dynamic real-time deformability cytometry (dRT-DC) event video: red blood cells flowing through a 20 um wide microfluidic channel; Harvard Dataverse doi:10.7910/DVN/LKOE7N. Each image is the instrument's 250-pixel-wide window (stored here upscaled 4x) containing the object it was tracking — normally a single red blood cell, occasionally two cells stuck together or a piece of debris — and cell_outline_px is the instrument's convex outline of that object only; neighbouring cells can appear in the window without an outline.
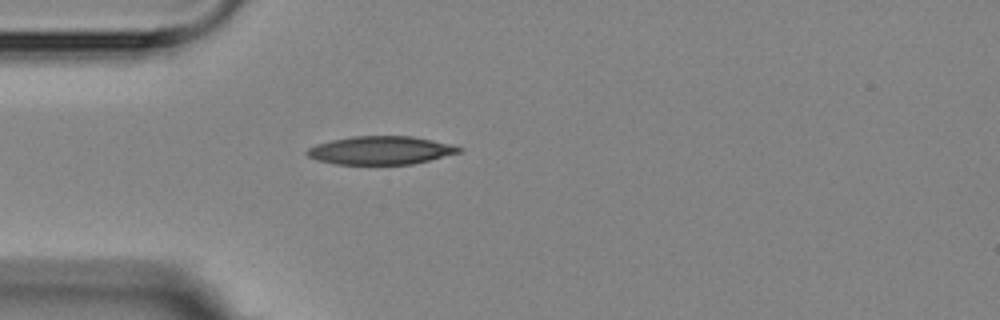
{"species": "Egyptian fruit bat (a non-hibernating species)", "species_latin": "Rousettus aegyptiacus", "temperature_condition": "room temperature", "stored_images_in_passage": 4, "camera_frame_rate_fps": 3000, "um_per_image_px": 0.085, "animal": {"sex": "female"}, "frame": {"image": 1, "passage_image": 4, "time_ms": 3.333, "image_size_px": [1000, 320], "cell_outline_px": [[464, 148], [460, 152], [412, 164], [336, 164], [316, 160], [308, 156], [304, 152], [308, 148], [316, 144], [332, 140], [352, 136], [412, 136], [452, 144]], "centroid_in_image_um": [32.33, 12.77], "position_along_channel_um": 52.7, "area_um2": 24.97}}